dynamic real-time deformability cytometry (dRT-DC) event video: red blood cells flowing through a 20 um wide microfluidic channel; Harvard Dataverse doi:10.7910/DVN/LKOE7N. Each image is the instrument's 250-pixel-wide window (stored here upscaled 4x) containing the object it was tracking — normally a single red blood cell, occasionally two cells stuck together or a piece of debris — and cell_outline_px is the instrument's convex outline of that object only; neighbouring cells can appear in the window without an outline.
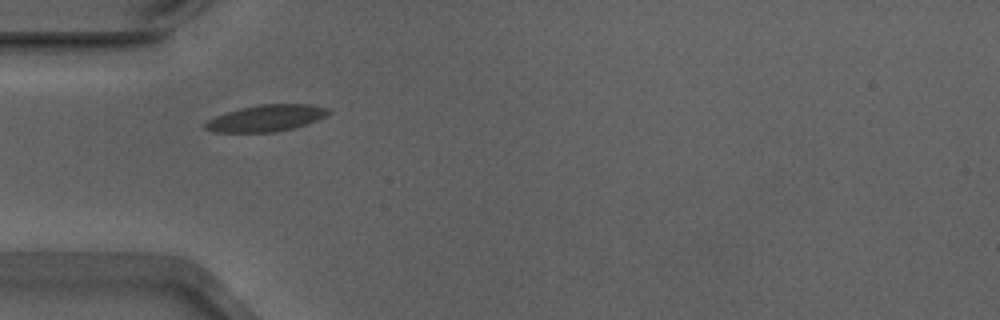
{"species": "Egyptian fruit bat (a non-hibernating species)", "species_latin": "Rousettus aegyptiacus", "temperature_condition": "warm", "stored_images_in_passage": 37, "camera_frame_rate_fps": 3000, "um_per_image_px": 0.085, "animal": {"sex": "male"}, "frame": {"image": 1, "passage_image": 1, "time_ms": 0.0, "image_size_px": [1000, 320], "cell_outline_px": [[332, 112], [316, 120], [292, 128], [272, 132], [216, 132], [204, 128], [204, 124], [208, 120], [216, 116], [240, 108], [260, 104], [308, 104], [332, 108]], "centroid_in_image_um": [22.65, 10.03], "position_along_channel_um": 62.4, "area_um2": 18.84}}
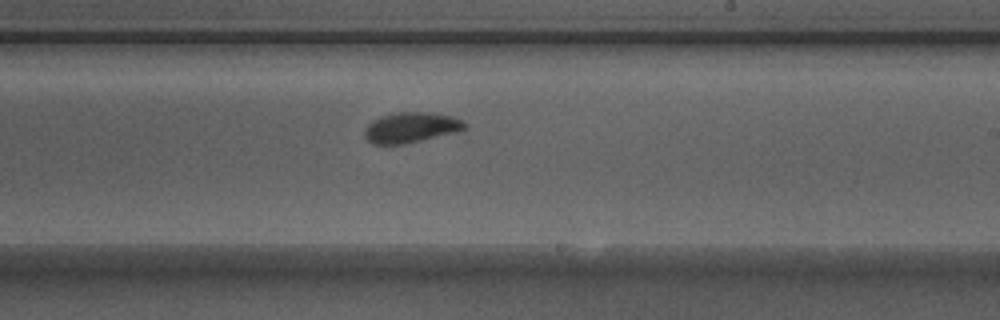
{"frame": {"image": 2, "passage_image": 16, "time_ms": 5.0, "image_size_px": [1000, 320], "cell_outline_px": [[468, 128], [456, 132], [404, 144], [372, 144], [364, 136], [364, 132], [368, 124], [372, 120], [380, 116], [400, 112], [428, 112], [452, 116], [468, 124]], "centroid_in_image_um": [34.93, 10.83], "position_along_channel_um": 254.1, "area_um2": 17.69}}
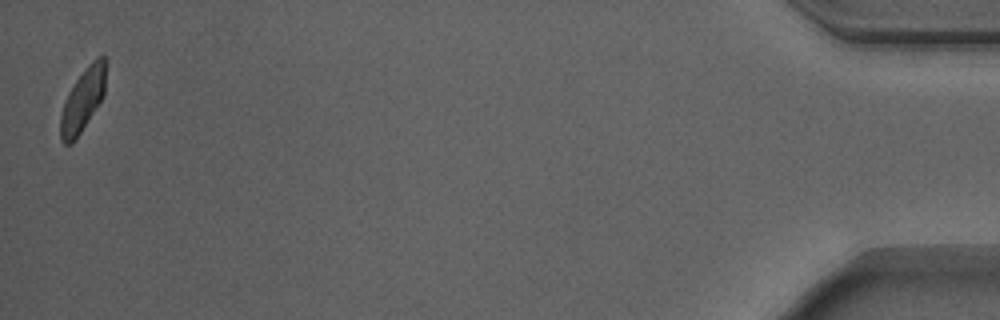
{"frame": {"image": 3, "passage_image": 37, "time_ms": 12.0, "image_size_px": [1000, 320], "cell_outline_px": [[108, 60], [104, 96], [72, 144], [64, 144], [60, 140], [60, 116], [68, 92], [76, 80], [88, 64], [96, 56], [104, 56]], "centroid_in_image_um": [7.07, 8.44], "position_along_channel_um": 428.1, "area_um2": 16.82}, "authors_computed_cell_mechanics": {"area_um2": 17.629, "velocity_mm_per_s": 3.8652, "shape_relaxation_time_tau1_ms": 2.7014, "shape_relaxation_time_tau2_ms": 0.6462, "deformation_change_tau1": 0.1298, "deformation_change_tau2": 0.0465}}